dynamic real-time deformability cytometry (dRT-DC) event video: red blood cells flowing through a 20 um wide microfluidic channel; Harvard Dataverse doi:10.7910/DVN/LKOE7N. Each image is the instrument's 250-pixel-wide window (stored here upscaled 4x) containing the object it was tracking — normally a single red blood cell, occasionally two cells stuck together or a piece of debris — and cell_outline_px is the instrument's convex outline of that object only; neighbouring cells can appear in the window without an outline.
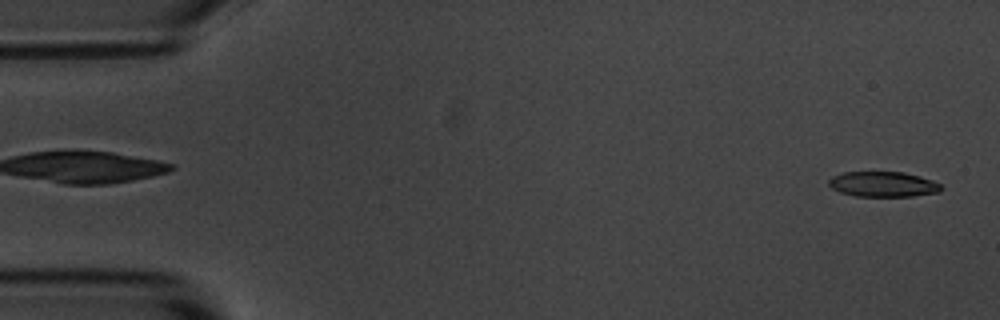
{"species": "common noctule bat (a hibernating species)", "species_latin": "Nyctalus noctula", "temperature_condition": "room temperature", "stored_images_in_passage": 5, "camera_frame_rate_fps": 3000, "um_per_image_px": 0.085, "animal": {"sex": "male", "body_mass_g": 20.1, "forearm_length_mm": 53.5}, "frame": {"image": 1, "passage_image": 1, "time_ms": 0.0, "image_size_px": [1000, 320], "cell_outline_px": [[944, 188], [940, 192], [912, 196], [856, 196], [840, 192], [832, 188], [828, 184], [828, 180], [832, 176], [844, 172], [904, 172], [920, 176], [932, 180], [940, 184]], "centroid_in_image_um": [75.08, 15.66], "position_along_channel_um": 9.9, "area_um2": 16.59}}
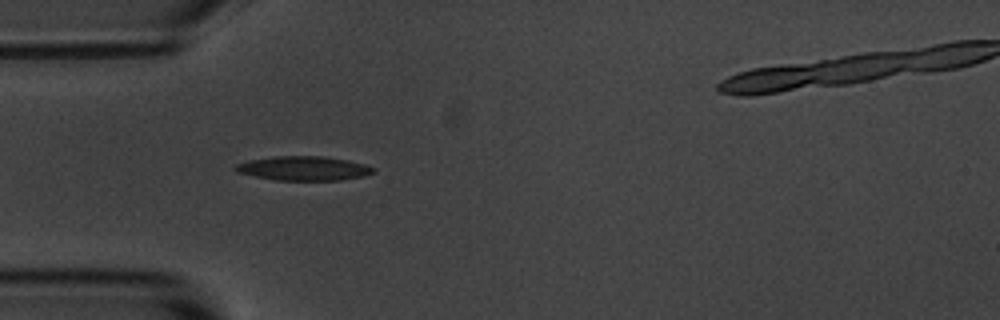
{"frame": {"image": 2, "passage_image": 4, "time_ms": 4.667, "image_size_px": [1000, 320], "cell_outline_px": [[376, 172], [364, 176], [340, 180], [276, 180], [236, 172], [232, 168], [236, 164], [248, 160], [276, 156], [324, 156], [348, 160], [364, 164], [376, 168]], "centroid_in_image_um": [25.82, 14.3], "position_along_channel_um": 59.2, "area_um2": 19.54}}